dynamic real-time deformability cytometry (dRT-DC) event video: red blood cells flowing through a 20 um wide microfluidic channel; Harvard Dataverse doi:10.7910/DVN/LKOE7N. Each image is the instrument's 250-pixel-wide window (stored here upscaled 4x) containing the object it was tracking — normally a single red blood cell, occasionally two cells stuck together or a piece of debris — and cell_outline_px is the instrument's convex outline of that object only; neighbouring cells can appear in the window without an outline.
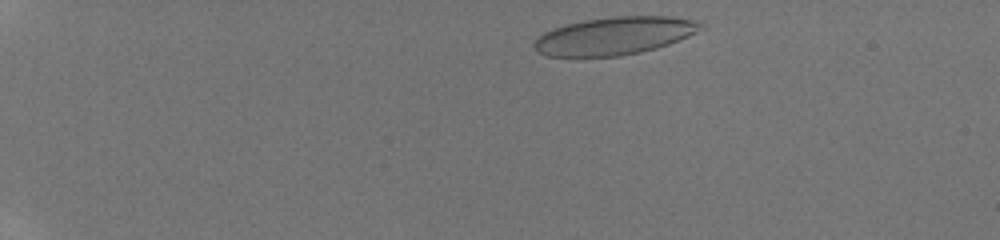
{"species": "human", "species_latin": "Homo sapiens", "temperature_condition": "room temperature", "stored_images_in_passage": 11, "camera_frame_rate_fps": 3000, "um_per_image_px": 0.085, "donor": {"sex": "male"}, "frame": {"image": 1, "passage_image": 2, "time_ms": 0.333, "image_size_px": [1000, 240], "cell_outline_px": [[708, 28], [668, 44], [656, 48], [640, 52], [620, 56], [544, 56], [536, 52], [532, 44], [544, 32], [552, 28], [564, 24], [584, 20], [612, 16], [672, 16], [700, 20]], "centroid_in_image_um": [52.27, 3.03], "position_along_channel_um": 32.7, "area_um2": 37.17}}
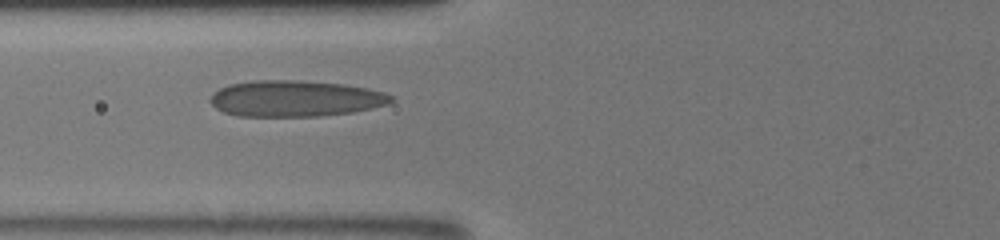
{"frame": {"image": 2, "passage_image": 8, "time_ms": 4.667, "image_size_px": [1000, 240], "cell_outline_px": [[396, 100], [388, 104], [352, 112], [320, 116], [236, 116], [224, 112], [216, 108], [208, 100], [220, 88], [228, 84], [256, 80], [292, 80], [344, 84], [368, 88], [384, 92], [392, 96]], "centroid_in_image_um": [25.1, 8.37], "position_along_channel_um": 100.7, "area_um2": 38.09}}
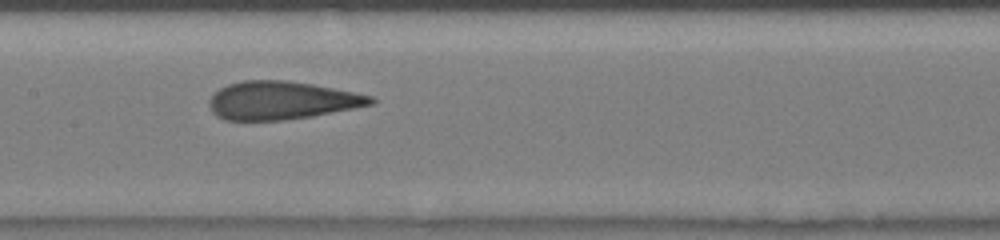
{"frame": {"image": 3, "passage_image": 10, "time_ms": 6.667, "image_size_px": [1000, 240], "cell_outline_px": [[376, 100], [372, 104], [312, 116], [284, 120], [224, 120], [216, 116], [212, 112], [208, 104], [208, 100], [220, 88], [228, 84], [244, 80], [288, 80], [312, 84], [372, 96]], "centroid_in_image_um": [23.88, 8.53], "position_along_channel_um": 183.5, "area_um2": 35.66}}